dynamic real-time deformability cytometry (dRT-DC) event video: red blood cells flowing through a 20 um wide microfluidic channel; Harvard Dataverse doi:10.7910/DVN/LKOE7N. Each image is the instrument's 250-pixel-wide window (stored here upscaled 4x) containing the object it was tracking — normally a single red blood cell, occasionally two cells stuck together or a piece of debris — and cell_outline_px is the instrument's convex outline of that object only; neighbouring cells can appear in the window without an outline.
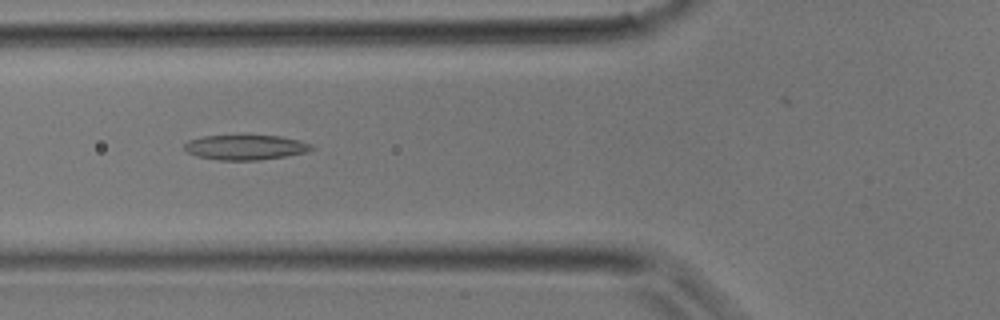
{"species": "common noctule bat (a hibernating species)", "species_latin": "Nyctalus noctula", "temperature_condition": "room temperature", "stored_images_in_passage": 34, "camera_frame_rate_fps": 3000, "um_per_image_px": 0.085, "animal": {"sex": "male", "body_mass_g": 17.9}, "frame": {"image": 1, "passage_image": 12, "time_ms": 3.667, "image_size_px": [1000, 320], "cell_outline_px": [[316, 148], [304, 152], [284, 156], [260, 160], [220, 160], [196, 156], [188, 152], [184, 148], [184, 144], [188, 140], [204, 136], [280, 136], [300, 140], [312, 144]], "centroid_in_image_um": [20.87, 12.52], "position_along_channel_um": 104.9, "area_um2": 18.32}}
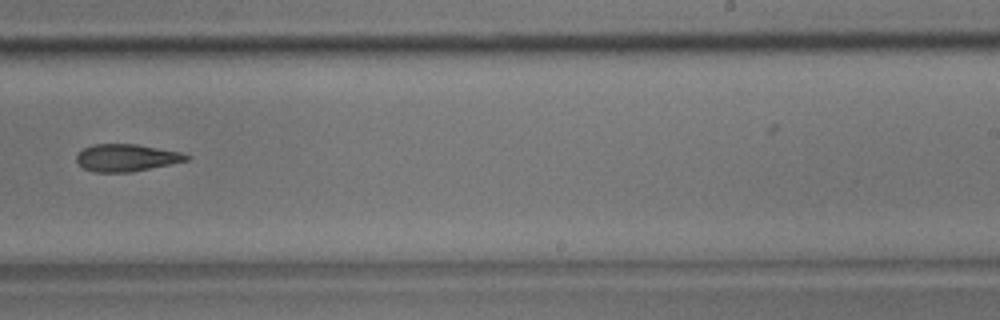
{"frame": {"image": 2, "passage_image": 21, "time_ms": 6.667, "image_size_px": [1000, 320], "cell_outline_px": [[192, 156], [188, 160], [128, 172], [96, 172], [84, 168], [76, 160], [76, 156], [84, 148], [92, 144], [136, 144], [180, 152]], "centroid_in_image_um": [10.73, 13.39], "position_along_channel_um": 278.3, "area_um2": 17.11}}
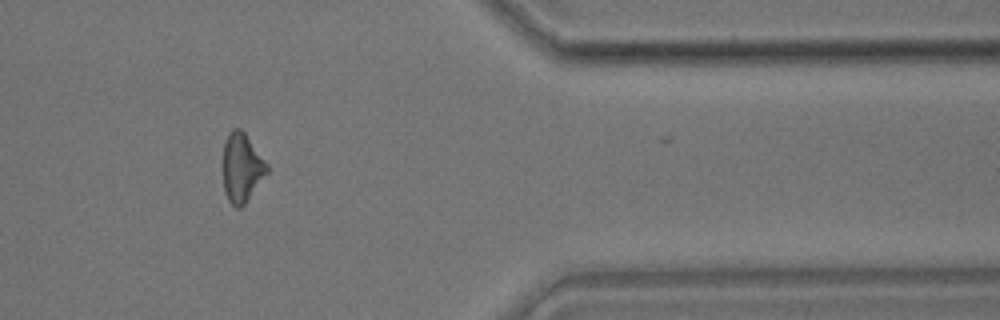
{"frame": {"image": 3, "passage_image": 28, "time_ms": 9.0, "image_size_px": [1000, 320], "cell_outline_px": [[268, 172], [244, 204], [240, 208], [236, 208], [228, 200], [224, 192], [224, 140], [228, 132], [232, 128], [240, 128], [244, 132], [268, 164]], "centroid_in_image_um": [20.55, 14.23], "position_along_channel_um": 390.9, "area_um2": 17.51}}